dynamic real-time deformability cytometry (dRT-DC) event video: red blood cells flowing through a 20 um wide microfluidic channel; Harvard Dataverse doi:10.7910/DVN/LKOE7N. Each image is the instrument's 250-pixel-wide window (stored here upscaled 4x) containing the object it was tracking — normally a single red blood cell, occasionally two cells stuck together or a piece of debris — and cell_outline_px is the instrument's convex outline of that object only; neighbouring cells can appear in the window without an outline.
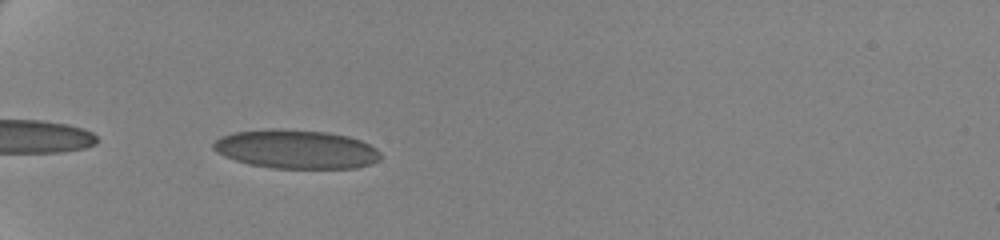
{"species": "human", "species_latin": "Homo sapiens", "temperature_condition": "cold", "stored_images_in_passage": 41, "camera_frame_rate_fps": 3000, "um_per_image_px": 0.085, "donor": {"sex": "female"}, "frame": {"image": 1, "passage_image": 2, "time_ms": 0.333, "image_size_px": [1000, 240], "cell_outline_px": [[380, 160], [356, 168], [272, 168], [248, 164], [224, 156], [216, 152], [212, 148], [212, 144], [220, 136], [232, 132], [272, 128], [328, 132], [348, 136], [360, 140], [376, 148], [380, 152]], "centroid_in_image_um": [25.13, 12.68], "position_along_channel_um": 59.9, "area_um2": 37.97}}
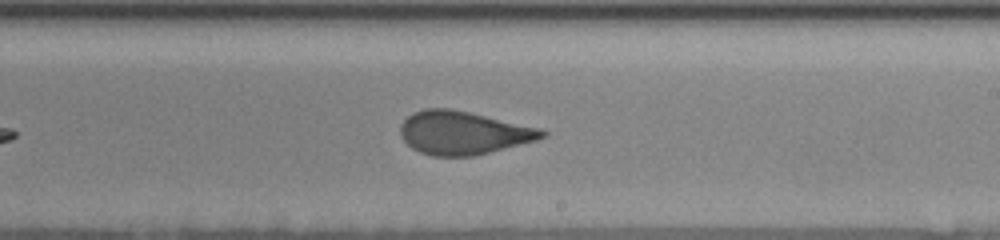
{"frame": {"image": 2, "passage_image": 20, "time_ms": 6.333, "image_size_px": [1000, 240], "cell_outline_px": [[548, 132], [544, 136], [536, 140], [472, 156], [432, 156], [420, 152], [412, 148], [400, 136], [400, 124], [412, 112], [424, 108], [452, 108], [540, 128]], "centroid_in_image_um": [39.32, 11.27], "position_along_channel_um": 249.7, "area_um2": 35.55}}
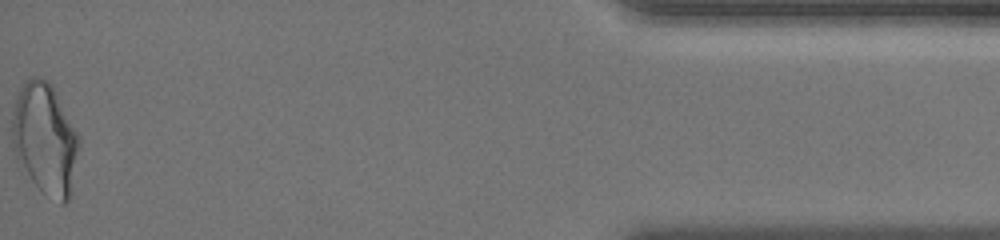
{"frame": {"image": 3, "passage_image": 41, "time_ms": 13.333, "image_size_px": [1000, 240], "cell_outline_px": [[80, 144], [72, 196], [64, 204], [60, 204], [44, 196], [16, 160], [12, 144], [12, 112], [20, 88], [28, 76], [36, 76], [48, 80], [52, 84], [80, 136]], "centroid_in_image_um": [3.85, 11.84], "position_along_channel_um": 431.3, "area_um2": 44.51}, "authors_computed_cell_mechanics": {"area_um2": 36.5296, "velocity_mm_per_s": 3.4885, "shape_relaxation_time_tau1_ms": 6.3384, "shape_relaxation_time_tau2_ms": 0.9796, "deformation_change_tau1": 0.1767, "deformation_change_tau2": 0.0628}}